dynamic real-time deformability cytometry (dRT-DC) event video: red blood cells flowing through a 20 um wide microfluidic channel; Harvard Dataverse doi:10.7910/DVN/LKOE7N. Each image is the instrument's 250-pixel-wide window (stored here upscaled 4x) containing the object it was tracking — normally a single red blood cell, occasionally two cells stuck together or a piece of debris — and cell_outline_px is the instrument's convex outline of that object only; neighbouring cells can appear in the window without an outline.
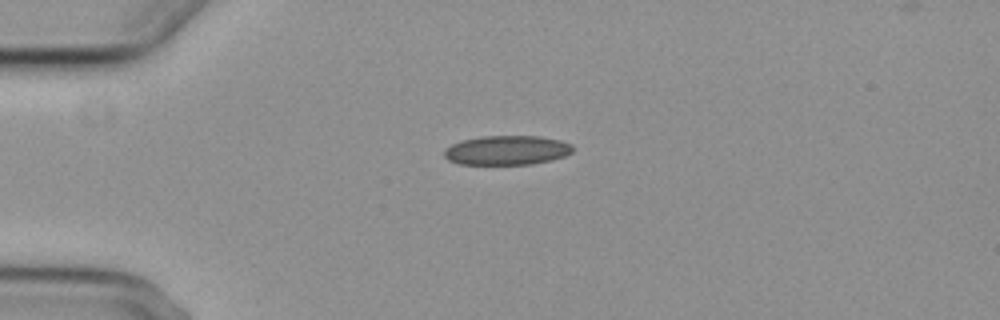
{"species": "common noctule bat (a hibernating species)", "species_latin": "Nyctalus noctula", "temperature_condition": "cold", "stored_images_in_passage": 2, "camera_frame_rate_fps": 3000, "um_per_image_px": 0.085, "animal": {"sex": "female", "body_mass_g": 29.2, "forearm_length_mm": 56.3}, "frame": {"image": 1, "passage_image": 1, "time_ms": 0.0, "image_size_px": [1000, 320], "cell_outline_px": [[572, 152], [564, 156], [552, 160], [532, 164], [460, 164], [448, 160], [444, 156], [444, 152], [452, 144], [460, 140], [484, 136], [540, 136], [560, 140], [572, 144]], "centroid_in_image_um": [43.1, 12.77], "position_along_channel_um": 41.9, "area_um2": 21.96}}